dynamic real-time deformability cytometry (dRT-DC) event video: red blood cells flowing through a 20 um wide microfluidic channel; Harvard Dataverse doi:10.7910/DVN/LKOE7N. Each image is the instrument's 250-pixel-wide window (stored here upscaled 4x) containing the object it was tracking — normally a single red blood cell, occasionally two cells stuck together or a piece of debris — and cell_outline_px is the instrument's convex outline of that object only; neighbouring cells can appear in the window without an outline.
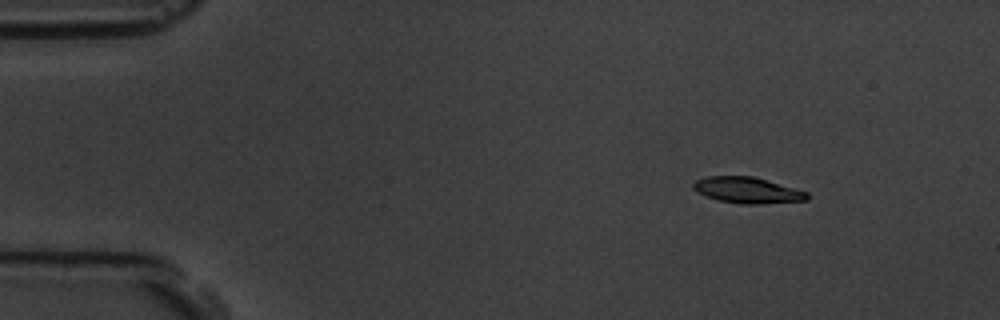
{"species": "common noctule bat (a hibernating species)", "species_latin": "Nyctalus noctula", "temperature_condition": "room temperature", "stored_images_in_passage": 3, "camera_frame_rate_fps": 3000, "um_per_image_px": 0.085, "animal": {"sex": "male", "body_mass_g": 19.5, "forearm_length_mm": 54.6}, "frame": {"image": 1, "passage_image": 1, "time_ms": 0.0, "image_size_px": [1000, 320], "cell_outline_px": [[808, 200], [756, 204], [740, 204], [720, 200], [696, 192], [692, 188], [692, 184], [696, 180], [704, 176], [752, 176], [808, 192]], "centroid_in_image_um": [63.49, 16.16], "position_along_channel_um": 21.5, "area_um2": 17.11}}